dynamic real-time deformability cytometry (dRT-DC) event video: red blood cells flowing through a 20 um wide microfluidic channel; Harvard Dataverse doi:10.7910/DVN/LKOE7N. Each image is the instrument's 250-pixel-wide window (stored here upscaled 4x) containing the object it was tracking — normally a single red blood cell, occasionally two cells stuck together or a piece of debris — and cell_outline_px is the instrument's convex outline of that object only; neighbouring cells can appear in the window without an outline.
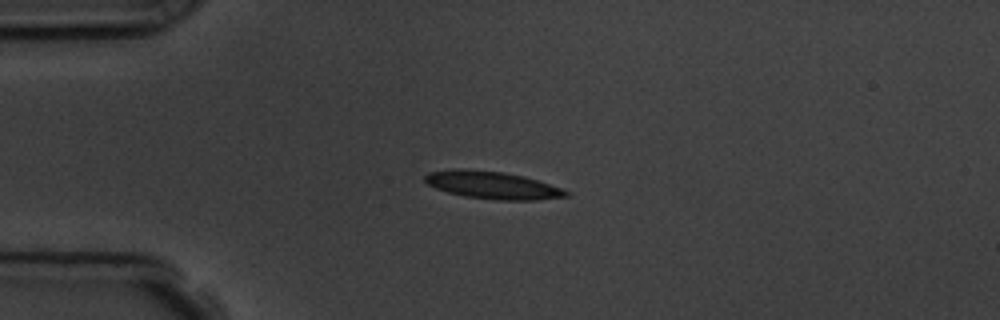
{"species": "common noctule bat (a hibernating species)", "species_latin": "Nyctalus noctula", "temperature_condition": "room temperature", "stored_images_in_passage": 5, "camera_frame_rate_fps": 3000, "um_per_image_px": 0.085, "animal": {"sex": "male", "body_mass_g": 19.5, "forearm_length_mm": 54.6}, "frame": {"image": 1, "passage_image": 4, "time_ms": 4.333, "image_size_px": [1000, 320], "cell_outline_px": [[568, 196], [536, 200], [496, 200], [464, 196], [448, 192], [436, 188], [428, 184], [424, 180], [424, 176], [428, 172], [456, 168], [460, 168], [504, 172], [524, 176], [560, 188], [568, 192]], "centroid_in_image_um": [41.8, 15.73], "position_along_channel_um": 43.2, "area_um2": 22.48}}